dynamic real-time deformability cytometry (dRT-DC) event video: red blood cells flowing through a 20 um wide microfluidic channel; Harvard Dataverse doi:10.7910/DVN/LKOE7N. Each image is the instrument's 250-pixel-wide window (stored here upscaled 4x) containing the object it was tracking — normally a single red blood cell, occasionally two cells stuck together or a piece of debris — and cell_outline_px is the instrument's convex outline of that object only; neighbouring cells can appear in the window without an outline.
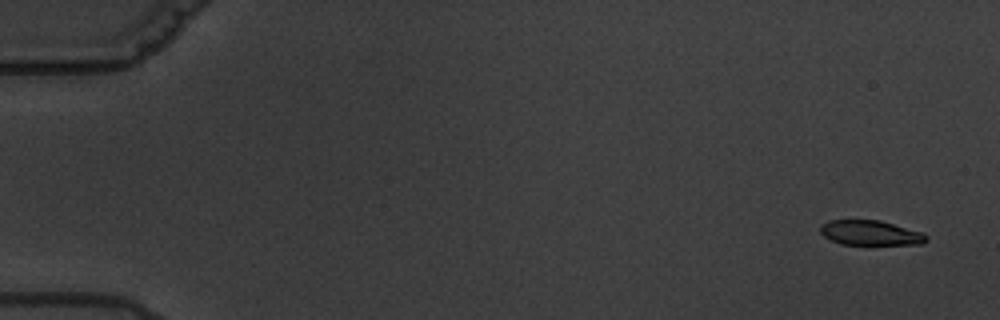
{"species": "common noctule bat (a hibernating species)", "species_latin": "Nyctalus noctula", "temperature_condition": "warm", "stored_images_in_passage": 5, "camera_frame_rate_fps": 3000, "um_per_image_px": 0.085, "animal": {"sex": "male", "body_mass_g": 19.5, "forearm_length_mm": 54.6}, "frame": {"image": 1, "passage_image": 1, "time_ms": 0.0, "image_size_px": [1000, 320], "cell_outline_px": [[928, 240], [920, 244], [840, 244], [824, 236], [820, 232], [820, 228], [828, 220], [880, 220], [924, 232], [928, 236]], "centroid_in_image_um": [74.03, 19.79], "position_along_channel_um": 11.0, "area_um2": 15.32}}
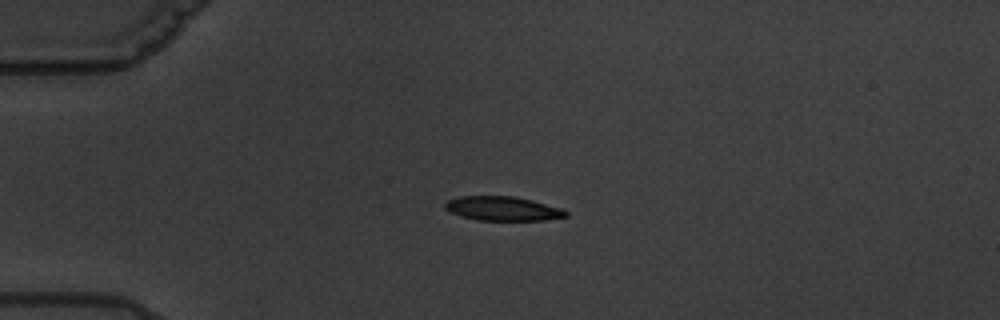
{"frame": {"image": 2, "passage_image": 4, "time_ms": 4.333, "image_size_px": [1000, 320], "cell_outline_px": [[568, 216], [544, 220], [476, 220], [460, 216], [444, 208], [444, 204], [448, 200], [460, 196], [512, 196], [532, 200], [564, 208], [568, 212]], "centroid_in_image_um": [42.76, 17.73], "position_along_channel_um": 42.2, "area_um2": 17.11}}